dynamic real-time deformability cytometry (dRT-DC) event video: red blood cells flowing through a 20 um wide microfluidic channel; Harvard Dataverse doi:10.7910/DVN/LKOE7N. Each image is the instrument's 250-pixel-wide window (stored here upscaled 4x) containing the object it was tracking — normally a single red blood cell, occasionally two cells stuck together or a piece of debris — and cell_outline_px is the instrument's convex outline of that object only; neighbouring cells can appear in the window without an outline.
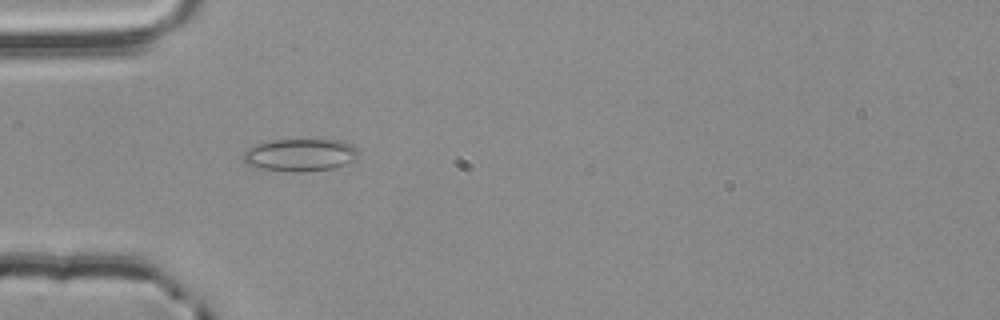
{"species": "common noctule bat (a hibernating species)", "species_latin": "Nyctalus noctula", "temperature_condition": "room temperature", "stored_images_in_passage": 1, "camera_frame_rate_fps": 3000, "um_per_image_px": 0.085, "animal": {"sex": "male", "body_mass_g": 20.4}, "frame": {"image": 1, "passage_image": 1, "time_ms": 0.0, "image_size_px": [1000, 320], "cell_outline_px": [[356, 156], [352, 160], [344, 164], [332, 168], [300, 172], [296, 172], [252, 168], [244, 160], [244, 152], [248, 148], [256, 144], [272, 140], [340, 140], [352, 144], [356, 148]], "centroid_in_image_um": [25.46, 13.17], "position_along_channel_um": 59.5, "area_um2": 21.62}}